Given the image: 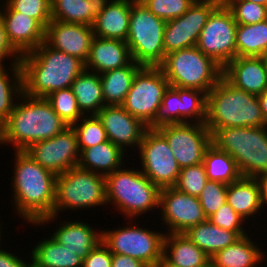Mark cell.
I'll use <instances>...</instances> for the list:
<instances>
[{"label":"cell","mask_w":267,"mask_h":267,"mask_svg":"<svg viewBox=\"0 0 267 267\" xmlns=\"http://www.w3.org/2000/svg\"><path fill=\"white\" fill-rule=\"evenodd\" d=\"M12 202L15 213L28 223L53 215L56 175L35 162L25 151H14Z\"/></svg>","instance_id":"obj_1"},{"label":"cell","mask_w":267,"mask_h":267,"mask_svg":"<svg viewBox=\"0 0 267 267\" xmlns=\"http://www.w3.org/2000/svg\"><path fill=\"white\" fill-rule=\"evenodd\" d=\"M23 93L30 97L45 98L50 93L70 88L85 69L78 57L50 47L46 42L22 55Z\"/></svg>","instance_id":"obj_2"},{"label":"cell","mask_w":267,"mask_h":267,"mask_svg":"<svg viewBox=\"0 0 267 267\" xmlns=\"http://www.w3.org/2000/svg\"><path fill=\"white\" fill-rule=\"evenodd\" d=\"M20 97L9 118L0 126V145L11 144L13 150L25 151L34 142L53 138L69 127L46 98L24 93Z\"/></svg>","instance_id":"obj_3"},{"label":"cell","mask_w":267,"mask_h":267,"mask_svg":"<svg viewBox=\"0 0 267 267\" xmlns=\"http://www.w3.org/2000/svg\"><path fill=\"white\" fill-rule=\"evenodd\" d=\"M206 127L211 134L223 127L267 125L257 95L231 85L223 76L206 94Z\"/></svg>","instance_id":"obj_4"},{"label":"cell","mask_w":267,"mask_h":267,"mask_svg":"<svg viewBox=\"0 0 267 267\" xmlns=\"http://www.w3.org/2000/svg\"><path fill=\"white\" fill-rule=\"evenodd\" d=\"M211 143L235 160L242 177L267 172V125L218 128L211 134Z\"/></svg>","instance_id":"obj_5"},{"label":"cell","mask_w":267,"mask_h":267,"mask_svg":"<svg viewBox=\"0 0 267 267\" xmlns=\"http://www.w3.org/2000/svg\"><path fill=\"white\" fill-rule=\"evenodd\" d=\"M106 200L114 204L116 211L123 217L133 220L159 208L160 188L153 184L140 169H123L113 171L105 177Z\"/></svg>","instance_id":"obj_6"},{"label":"cell","mask_w":267,"mask_h":267,"mask_svg":"<svg viewBox=\"0 0 267 267\" xmlns=\"http://www.w3.org/2000/svg\"><path fill=\"white\" fill-rule=\"evenodd\" d=\"M107 205L105 177L88 170L71 168L56 176L53 215L44 217L35 226L49 224L63 210H81Z\"/></svg>","instance_id":"obj_7"},{"label":"cell","mask_w":267,"mask_h":267,"mask_svg":"<svg viewBox=\"0 0 267 267\" xmlns=\"http://www.w3.org/2000/svg\"><path fill=\"white\" fill-rule=\"evenodd\" d=\"M159 68L170 86L199 89L206 94L223 74V67L196 46L166 54Z\"/></svg>","instance_id":"obj_8"},{"label":"cell","mask_w":267,"mask_h":267,"mask_svg":"<svg viewBox=\"0 0 267 267\" xmlns=\"http://www.w3.org/2000/svg\"><path fill=\"white\" fill-rule=\"evenodd\" d=\"M166 21L142 2H132L126 43L132 59L142 67H159L165 58L163 36Z\"/></svg>","instance_id":"obj_9"},{"label":"cell","mask_w":267,"mask_h":267,"mask_svg":"<svg viewBox=\"0 0 267 267\" xmlns=\"http://www.w3.org/2000/svg\"><path fill=\"white\" fill-rule=\"evenodd\" d=\"M111 231L102 230V242L112 253L127 255L138 259L148 267H153L163 256L165 233L142 228L136 222ZM139 226V227H138Z\"/></svg>","instance_id":"obj_10"},{"label":"cell","mask_w":267,"mask_h":267,"mask_svg":"<svg viewBox=\"0 0 267 267\" xmlns=\"http://www.w3.org/2000/svg\"><path fill=\"white\" fill-rule=\"evenodd\" d=\"M170 84L159 67H142L134 76L121 105L129 114L149 126Z\"/></svg>","instance_id":"obj_11"},{"label":"cell","mask_w":267,"mask_h":267,"mask_svg":"<svg viewBox=\"0 0 267 267\" xmlns=\"http://www.w3.org/2000/svg\"><path fill=\"white\" fill-rule=\"evenodd\" d=\"M142 173L160 189L174 187L180 166L165 137L157 129H147L138 147Z\"/></svg>","instance_id":"obj_12"},{"label":"cell","mask_w":267,"mask_h":267,"mask_svg":"<svg viewBox=\"0 0 267 267\" xmlns=\"http://www.w3.org/2000/svg\"><path fill=\"white\" fill-rule=\"evenodd\" d=\"M236 30L232 12L221 2L208 17L196 47L224 67L236 58Z\"/></svg>","instance_id":"obj_13"},{"label":"cell","mask_w":267,"mask_h":267,"mask_svg":"<svg viewBox=\"0 0 267 267\" xmlns=\"http://www.w3.org/2000/svg\"><path fill=\"white\" fill-rule=\"evenodd\" d=\"M157 130L167 140L181 169L203 163L205 150L212 144L211 132L202 123L169 124Z\"/></svg>","instance_id":"obj_14"},{"label":"cell","mask_w":267,"mask_h":267,"mask_svg":"<svg viewBox=\"0 0 267 267\" xmlns=\"http://www.w3.org/2000/svg\"><path fill=\"white\" fill-rule=\"evenodd\" d=\"M25 152L56 176L77 167L80 159L78 138L72 126L53 138L34 142Z\"/></svg>","instance_id":"obj_15"},{"label":"cell","mask_w":267,"mask_h":267,"mask_svg":"<svg viewBox=\"0 0 267 267\" xmlns=\"http://www.w3.org/2000/svg\"><path fill=\"white\" fill-rule=\"evenodd\" d=\"M220 3L216 0L194 1L182 16L167 21L163 36L165 54L195 47L208 17Z\"/></svg>","instance_id":"obj_16"},{"label":"cell","mask_w":267,"mask_h":267,"mask_svg":"<svg viewBox=\"0 0 267 267\" xmlns=\"http://www.w3.org/2000/svg\"><path fill=\"white\" fill-rule=\"evenodd\" d=\"M159 208H162L161 220L168 230L165 233H184L207 220L198 197L181 192L175 187L160 190Z\"/></svg>","instance_id":"obj_17"},{"label":"cell","mask_w":267,"mask_h":267,"mask_svg":"<svg viewBox=\"0 0 267 267\" xmlns=\"http://www.w3.org/2000/svg\"><path fill=\"white\" fill-rule=\"evenodd\" d=\"M97 116L103 124L108 140L114 145L123 151L128 147L138 149L148 129L141 120L129 114L121 105H105Z\"/></svg>","instance_id":"obj_18"},{"label":"cell","mask_w":267,"mask_h":267,"mask_svg":"<svg viewBox=\"0 0 267 267\" xmlns=\"http://www.w3.org/2000/svg\"><path fill=\"white\" fill-rule=\"evenodd\" d=\"M94 38L92 26L51 20L45 31V42L52 48L78 57L84 63Z\"/></svg>","instance_id":"obj_19"},{"label":"cell","mask_w":267,"mask_h":267,"mask_svg":"<svg viewBox=\"0 0 267 267\" xmlns=\"http://www.w3.org/2000/svg\"><path fill=\"white\" fill-rule=\"evenodd\" d=\"M11 45L21 54L45 42L46 29L34 18L18 11H0Z\"/></svg>","instance_id":"obj_20"},{"label":"cell","mask_w":267,"mask_h":267,"mask_svg":"<svg viewBox=\"0 0 267 267\" xmlns=\"http://www.w3.org/2000/svg\"><path fill=\"white\" fill-rule=\"evenodd\" d=\"M222 76L236 88L253 95L267 89V76L260 57H236L223 67Z\"/></svg>","instance_id":"obj_21"},{"label":"cell","mask_w":267,"mask_h":267,"mask_svg":"<svg viewBox=\"0 0 267 267\" xmlns=\"http://www.w3.org/2000/svg\"><path fill=\"white\" fill-rule=\"evenodd\" d=\"M133 61L126 41L94 36L85 69L102 74L129 65Z\"/></svg>","instance_id":"obj_22"},{"label":"cell","mask_w":267,"mask_h":267,"mask_svg":"<svg viewBox=\"0 0 267 267\" xmlns=\"http://www.w3.org/2000/svg\"><path fill=\"white\" fill-rule=\"evenodd\" d=\"M132 1L110 0L104 10L94 19V36L126 41L129 32Z\"/></svg>","instance_id":"obj_23"},{"label":"cell","mask_w":267,"mask_h":267,"mask_svg":"<svg viewBox=\"0 0 267 267\" xmlns=\"http://www.w3.org/2000/svg\"><path fill=\"white\" fill-rule=\"evenodd\" d=\"M55 229L52 237L82 259L102 241V230L96 231L90 224L79 220H66Z\"/></svg>","instance_id":"obj_24"},{"label":"cell","mask_w":267,"mask_h":267,"mask_svg":"<svg viewBox=\"0 0 267 267\" xmlns=\"http://www.w3.org/2000/svg\"><path fill=\"white\" fill-rule=\"evenodd\" d=\"M163 257L178 267H210V257L184 233H165Z\"/></svg>","instance_id":"obj_25"},{"label":"cell","mask_w":267,"mask_h":267,"mask_svg":"<svg viewBox=\"0 0 267 267\" xmlns=\"http://www.w3.org/2000/svg\"><path fill=\"white\" fill-rule=\"evenodd\" d=\"M254 239L244 235L210 258V267H258L265 258Z\"/></svg>","instance_id":"obj_26"},{"label":"cell","mask_w":267,"mask_h":267,"mask_svg":"<svg viewBox=\"0 0 267 267\" xmlns=\"http://www.w3.org/2000/svg\"><path fill=\"white\" fill-rule=\"evenodd\" d=\"M126 152L107 140L96 146L83 149L80 152L78 167L106 177L123 167L124 156L125 154L128 155Z\"/></svg>","instance_id":"obj_27"},{"label":"cell","mask_w":267,"mask_h":267,"mask_svg":"<svg viewBox=\"0 0 267 267\" xmlns=\"http://www.w3.org/2000/svg\"><path fill=\"white\" fill-rule=\"evenodd\" d=\"M110 0H51V20L92 26Z\"/></svg>","instance_id":"obj_28"},{"label":"cell","mask_w":267,"mask_h":267,"mask_svg":"<svg viewBox=\"0 0 267 267\" xmlns=\"http://www.w3.org/2000/svg\"><path fill=\"white\" fill-rule=\"evenodd\" d=\"M226 201L245 220L255 217L265 207L261 201L259 185L251 177L241 176L228 184Z\"/></svg>","instance_id":"obj_29"},{"label":"cell","mask_w":267,"mask_h":267,"mask_svg":"<svg viewBox=\"0 0 267 267\" xmlns=\"http://www.w3.org/2000/svg\"><path fill=\"white\" fill-rule=\"evenodd\" d=\"M41 240L32 249L31 267H83V259L52 236Z\"/></svg>","instance_id":"obj_30"},{"label":"cell","mask_w":267,"mask_h":267,"mask_svg":"<svg viewBox=\"0 0 267 267\" xmlns=\"http://www.w3.org/2000/svg\"><path fill=\"white\" fill-rule=\"evenodd\" d=\"M83 116L97 115L105 106L100 74L84 69L71 84Z\"/></svg>","instance_id":"obj_31"},{"label":"cell","mask_w":267,"mask_h":267,"mask_svg":"<svg viewBox=\"0 0 267 267\" xmlns=\"http://www.w3.org/2000/svg\"><path fill=\"white\" fill-rule=\"evenodd\" d=\"M184 234L210 258L239 238L234 231L214 225L208 219L189 228Z\"/></svg>","instance_id":"obj_32"},{"label":"cell","mask_w":267,"mask_h":267,"mask_svg":"<svg viewBox=\"0 0 267 267\" xmlns=\"http://www.w3.org/2000/svg\"><path fill=\"white\" fill-rule=\"evenodd\" d=\"M142 68L134 60L127 66L100 74L105 105H122L134 76Z\"/></svg>","instance_id":"obj_33"},{"label":"cell","mask_w":267,"mask_h":267,"mask_svg":"<svg viewBox=\"0 0 267 267\" xmlns=\"http://www.w3.org/2000/svg\"><path fill=\"white\" fill-rule=\"evenodd\" d=\"M236 57H260L267 52V20L239 25L236 30Z\"/></svg>","instance_id":"obj_34"},{"label":"cell","mask_w":267,"mask_h":267,"mask_svg":"<svg viewBox=\"0 0 267 267\" xmlns=\"http://www.w3.org/2000/svg\"><path fill=\"white\" fill-rule=\"evenodd\" d=\"M5 68L11 71L9 72ZM22 93V69L20 63H10V66L0 67V126L9 118L15 106V101H17L16 99Z\"/></svg>","instance_id":"obj_35"},{"label":"cell","mask_w":267,"mask_h":267,"mask_svg":"<svg viewBox=\"0 0 267 267\" xmlns=\"http://www.w3.org/2000/svg\"><path fill=\"white\" fill-rule=\"evenodd\" d=\"M203 164L208 180L230 184L241 177L235 160L213 144L205 150Z\"/></svg>","instance_id":"obj_36"},{"label":"cell","mask_w":267,"mask_h":267,"mask_svg":"<svg viewBox=\"0 0 267 267\" xmlns=\"http://www.w3.org/2000/svg\"><path fill=\"white\" fill-rule=\"evenodd\" d=\"M182 103L179 98V87L169 86L154 120L148 128L157 129L164 125L182 123Z\"/></svg>","instance_id":"obj_37"},{"label":"cell","mask_w":267,"mask_h":267,"mask_svg":"<svg viewBox=\"0 0 267 267\" xmlns=\"http://www.w3.org/2000/svg\"><path fill=\"white\" fill-rule=\"evenodd\" d=\"M72 127L77 134L80 152L108 140L103 124L97 115L83 116Z\"/></svg>","instance_id":"obj_38"},{"label":"cell","mask_w":267,"mask_h":267,"mask_svg":"<svg viewBox=\"0 0 267 267\" xmlns=\"http://www.w3.org/2000/svg\"><path fill=\"white\" fill-rule=\"evenodd\" d=\"M45 98L68 126H72L83 117L71 88L54 91Z\"/></svg>","instance_id":"obj_39"},{"label":"cell","mask_w":267,"mask_h":267,"mask_svg":"<svg viewBox=\"0 0 267 267\" xmlns=\"http://www.w3.org/2000/svg\"><path fill=\"white\" fill-rule=\"evenodd\" d=\"M179 98L183 102L182 123L204 124L206 119V93L199 89L179 87Z\"/></svg>","instance_id":"obj_40"},{"label":"cell","mask_w":267,"mask_h":267,"mask_svg":"<svg viewBox=\"0 0 267 267\" xmlns=\"http://www.w3.org/2000/svg\"><path fill=\"white\" fill-rule=\"evenodd\" d=\"M2 2L5 3L0 4V11H18L36 19L45 29L51 21V0H3Z\"/></svg>","instance_id":"obj_41"},{"label":"cell","mask_w":267,"mask_h":267,"mask_svg":"<svg viewBox=\"0 0 267 267\" xmlns=\"http://www.w3.org/2000/svg\"><path fill=\"white\" fill-rule=\"evenodd\" d=\"M239 25L255 24L267 20V6L246 0H224Z\"/></svg>","instance_id":"obj_42"},{"label":"cell","mask_w":267,"mask_h":267,"mask_svg":"<svg viewBox=\"0 0 267 267\" xmlns=\"http://www.w3.org/2000/svg\"><path fill=\"white\" fill-rule=\"evenodd\" d=\"M208 181L204 164L182 168L174 186L177 190L198 197Z\"/></svg>","instance_id":"obj_43"},{"label":"cell","mask_w":267,"mask_h":267,"mask_svg":"<svg viewBox=\"0 0 267 267\" xmlns=\"http://www.w3.org/2000/svg\"><path fill=\"white\" fill-rule=\"evenodd\" d=\"M228 184L208 180L198 200L207 219L226 203Z\"/></svg>","instance_id":"obj_44"},{"label":"cell","mask_w":267,"mask_h":267,"mask_svg":"<svg viewBox=\"0 0 267 267\" xmlns=\"http://www.w3.org/2000/svg\"><path fill=\"white\" fill-rule=\"evenodd\" d=\"M195 0H144L142 3L156 17L169 21L182 16Z\"/></svg>","instance_id":"obj_45"},{"label":"cell","mask_w":267,"mask_h":267,"mask_svg":"<svg viewBox=\"0 0 267 267\" xmlns=\"http://www.w3.org/2000/svg\"><path fill=\"white\" fill-rule=\"evenodd\" d=\"M208 220L221 228L234 231L239 237L247 235V231L243 227L245 226L244 222L246 224L247 221L235 212L227 201Z\"/></svg>","instance_id":"obj_46"},{"label":"cell","mask_w":267,"mask_h":267,"mask_svg":"<svg viewBox=\"0 0 267 267\" xmlns=\"http://www.w3.org/2000/svg\"><path fill=\"white\" fill-rule=\"evenodd\" d=\"M112 252L101 241L83 259V267H111Z\"/></svg>","instance_id":"obj_47"},{"label":"cell","mask_w":267,"mask_h":267,"mask_svg":"<svg viewBox=\"0 0 267 267\" xmlns=\"http://www.w3.org/2000/svg\"><path fill=\"white\" fill-rule=\"evenodd\" d=\"M21 57L22 55L9 42L5 24L0 17V67H4L5 58H12L9 60L11 63H20Z\"/></svg>","instance_id":"obj_48"},{"label":"cell","mask_w":267,"mask_h":267,"mask_svg":"<svg viewBox=\"0 0 267 267\" xmlns=\"http://www.w3.org/2000/svg\"><path fill=\"white\" fill-rule=\"evenodd\" d=\"M29 261H24L9 250L0 249V267H31Z\"/></svg>","instance_id":"obj_49"},{"label":"cell","mask_w":267,"mask_h":267,"mask_svg":"<svg viewBox=\"0 0 267 267\" xmlns=\"http://www.w3.org/2000/svg\"><path fill=\"white\" fill-rule=\"evenodd\" d=\"M111 267H148L146 264L138 259L127 255L112 253Z\"/></svg>","instance_id":"obj_50"},{"label":"cell","mask_w":267,"mask_h":267,"mask_svg":"<svg viewBox=\"0 0 267 267\" xmlns=\"http://www.w3.org/2000/svg\"><path fill=\"white\" fill-rule=\"evenodd\" d=\"M255 179L259 185L262 204L267 206V172L259 174Z\"/></svg>","instance_id":"obj_51"},{"label":"cell","mask_w":267,"mask_h":267,"mask_svg":"<svg viewBox=\"0 0 267 267\" xmlns=\"http://www.w3.org/2000/svg\"><path fill=\"white\" fill-rule=\"evenodd\" d=\"M260 108L262 110L263 117L267 123V89L260 95H258Z\"/></svg>","instance_id":"obj_52"},{"label":"cell","mask_w":267,"mask_h":267,"mask_svg":"<svg viewBox=\"0 0 267 267\" xmlns=\"http://www.w3.org/2000/svg\"><path fill=\"white\" fill-rule=\"evenodd\" d=\"M153 267H178L173 264H171L169 261H167L163 256L155 263Z\"/></svg>","instance_id":"obj_53"},{"label":"cell","mask_w":267,"mask_h":267,"mask_svg":"<svg viewBox=\"0 0 267 267\" xmlns=\"http://www.w3.org/2000/svg\"><path fill=\"white\" fill-rule=\"evenodd\" d=\"M267 76V52L260 56Z\"/></svg>","instance_id":"obj_54"},{"label":"cell","mask_w":267,"mask_h":267,"mask_svg":"<svg viewBox=\"0 0 267 267\" xmlns=\"http://www.w3.org/2000/svg\"><path fill=\"white\" fill-rule=\"evenodd\" d=\"M246 1H251L253 3L267 6V0H246Z\"/></svg>","instance_id":"obj_55"},{"label":"cell","mask_w":267,"mask_h":267,"mask_svg":"<svg viewBox=\"0 0 267 267\" xmlns=\"http://www.w3.org/2000/svg\"><path fill=\"white\" fill-rule=\"evenodd\" d=\"M0 221H1V220H0ZM1 227H2V225H1V223H0V237L2 236L1 233H2V230H3ZM1 239H2V237L0 238V245L2 244V243H1V241H2ZM0 248H1V246H0Z\"/></svg>","instance_id":"obj_56"},{"label":"cell","mask_w":267,"mask_h":267,"mask_svg":"<svg viewBox=\"0 0 267 267\" xmlns=\"http://www.w3.org/2000/svg\"><path fill=\"white\" fill-rule=\"evenodd\" d=\"M132 2H143L144 0H130Z\"/></svg>","instance_id":"obj_57"},{"label":"cell","mask_w":267,"mask_h":267,"mask_svg":"<svg viewBox=\"0 0 267 267\" xmlns=\"http://www.w3.org/2000/svg\"><path fill=\"white\" fill-rule=\"evenodd\" d=\"M195 1H206V0H195ZM216 1H221V2H223L224 0H216Z\"/></svg>","instance_id":"obj_58"}]
</instances>
